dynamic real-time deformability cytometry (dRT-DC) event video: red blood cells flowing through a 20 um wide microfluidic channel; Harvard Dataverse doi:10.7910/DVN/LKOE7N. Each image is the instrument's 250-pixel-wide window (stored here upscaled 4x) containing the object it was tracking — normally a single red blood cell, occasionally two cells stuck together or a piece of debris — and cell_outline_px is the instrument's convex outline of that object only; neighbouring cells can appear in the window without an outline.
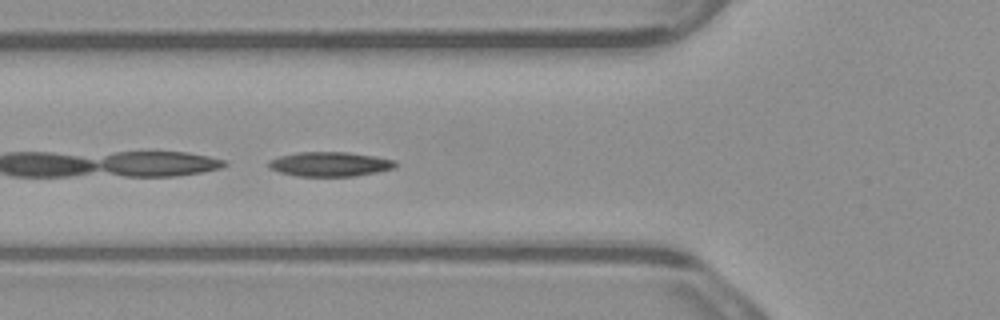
{"species": "common noctule bat (a hibernating species)", "species_latin": "Nyctalus noctula", "temperature_condition": "warm", "stored_images_in_passage": 5, "camera_frame_rate_fps": 3000, "um_per_image_px": 0.085, "animal": {"sex": "male", "body_mass_g": 23.1, "forearm_length_mm": 52.7}, "frame": {"image": 1, "passage_image": 5, "time_ms": 1.333, "image_size_px": [1000, 320], "cell_outline_px": [[396, 164], [392, 168], [376, 172], [356, 176], [296, 176], [280, 172], [268, 168], [268, 160], [280, 156], [300, 152], [348, 152], [376, 156], [396, 160]], "centroid_in_image_um": [28.02, 13.95], "position_along_channel_um": 97.8, "area_um2": 18.09}}